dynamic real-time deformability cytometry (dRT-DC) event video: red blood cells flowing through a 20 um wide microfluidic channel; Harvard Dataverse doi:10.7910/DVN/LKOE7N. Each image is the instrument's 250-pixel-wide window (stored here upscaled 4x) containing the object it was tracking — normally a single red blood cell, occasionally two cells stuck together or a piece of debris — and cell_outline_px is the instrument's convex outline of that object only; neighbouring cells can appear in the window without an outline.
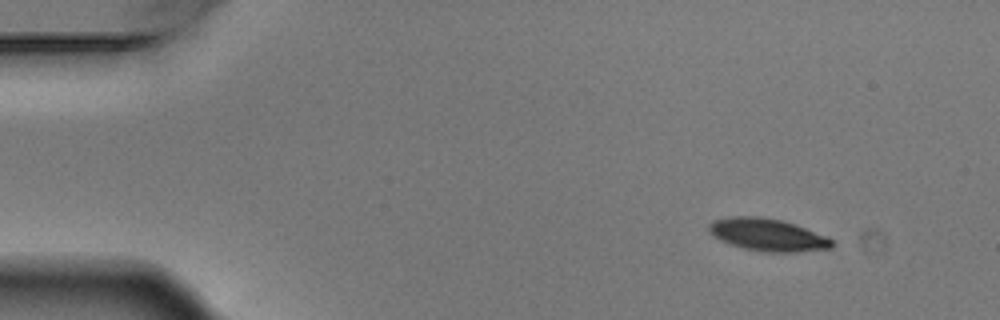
{"species": "Egyptian fruit bat (a non-hibernating species)", "species_latin": "Rousettus aegyptiacus", "temperature_condition": "warm", "stored_images_in_passage": 4, "camera_frame_rate_fps": 3000, "um_per_image_px": 0.085, "animal": {"sex": "male"}, "frame": {"image": 1, "passage_image": 1, "time_ms": 0.0, "image_size_px": [1000, 320], "cell_outline_px": [[836, 244], [832, 248], [796, 252], [760, 252], [728, 244], [720, 240], [708, 232], [708, 224], [712, 220], [728, 216], [760, 216], [780, 220], [796, 224], [828, 236]], "centroid_in_image_um": [65.24, 19.95], "position_along_channel_um": 19.8, "area_um2": 23.7}}
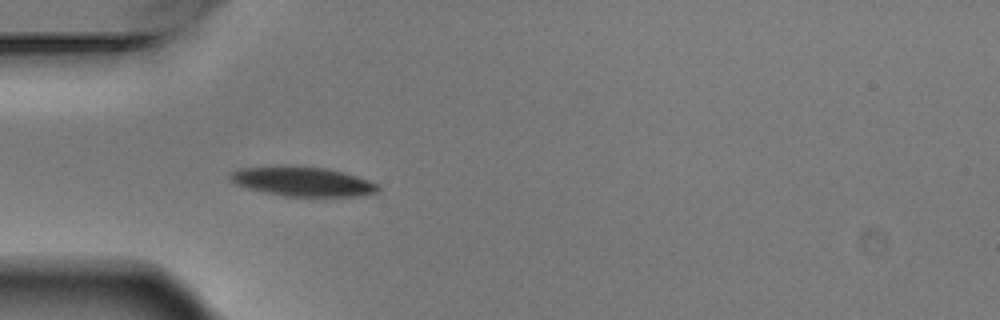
{"frame": {"image": 2, "passage_image": 4, "time_ms": 1.0, "image_size_px": [1000, 320], "cell_outline_px": [[380, 188], [376, 192], [360, 196], [284, 196], [264, 192], [248, 188], [236, 184], [228, 180], [228, 176], [232, 172], [240, 168], [324, 168], [356, 176], [368, 180], [376, 184]], "centroid_in_image_um": [25.72, 15.47], "position_along_channel_um": 59.3, "area_um2": 24.28}}